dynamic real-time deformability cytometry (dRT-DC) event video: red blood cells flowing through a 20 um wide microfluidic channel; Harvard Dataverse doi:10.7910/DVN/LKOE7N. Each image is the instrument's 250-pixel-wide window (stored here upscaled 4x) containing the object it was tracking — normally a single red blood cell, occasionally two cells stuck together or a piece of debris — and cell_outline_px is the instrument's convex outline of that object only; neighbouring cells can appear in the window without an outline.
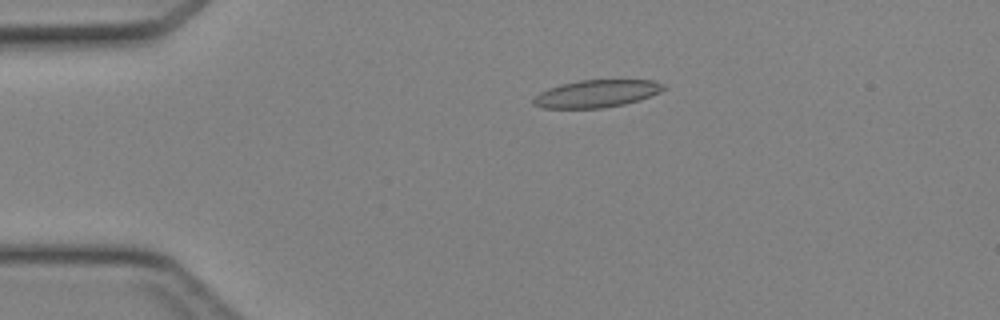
{"species": "Egyptian fruit bat (a non-hibernating species)", "species_latin": "Rousettus aegyptiacus", "temperature_condition": "cold", "stored_images_in_passage": 45, "camera_frame_rate_fps": 3000, "um_per_image_px": 0.085, "animal": {"sex": "female"}, "frame": {"image": 1, "passage_image": 9, "time_ms": 2.667, "image_size_px": [1000, 320], "cell_outline_px": [[668, 88], [660, 92], [640, 100], [624, 104], [604, 108], [544, 108], [532, 104], [532, 100], [540, 92], [548, 88], [560, 84], [580, 80], [652, 80], [664, 84]], "centroid_in_image_um": [50.72, 7.96], "position_along_channel_um": 34.3, "area_um2": 20.92}}
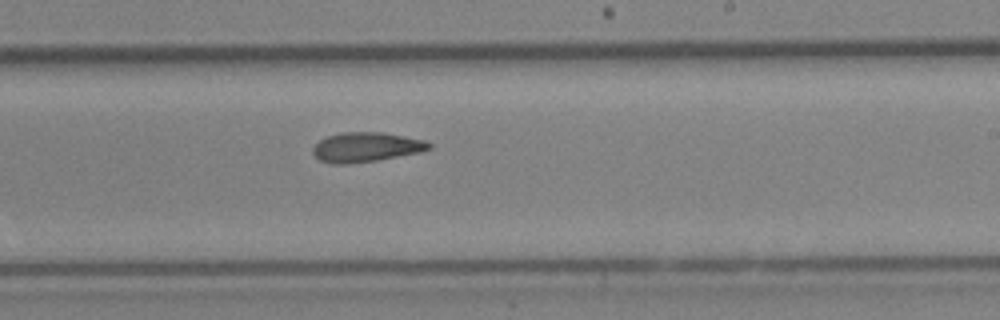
{"frame": {"image": 2, "passage_image": 27, "time_ms": 8.667, "image_size_px": [1000, 320], "cell_outline_px": [[432, 148], [420, 152], [376, 160], [344, 164], [332, 164], [320, 160], [312, 152], [312, 148], [320, 140], [328, 136], [340, 132], [384, 132], [428, 140], [432, 144]], "centroid_in_image_um": [31.15, 12.49], "position_along_channel_um": 257.8, "area_um2": 20.11}}
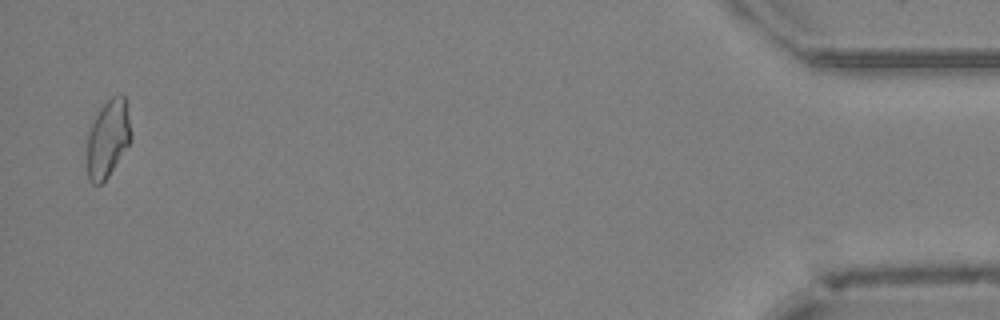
{"frame": {"image": 3, "passage_image": 44, "time_ms": 14.333, "image_size_px": [1000, 320], "cell_outline_px": [[132, 140], [108, 176], [100, 184], [92, 184], [88, 180], [88, 132], [100, 108], [112, 96], [124, 96], [132, 136]], "centroid_in_image_um": [9.18, 11.81], "position_along_channel_um": 426.0, "area_um2": 19.42}}